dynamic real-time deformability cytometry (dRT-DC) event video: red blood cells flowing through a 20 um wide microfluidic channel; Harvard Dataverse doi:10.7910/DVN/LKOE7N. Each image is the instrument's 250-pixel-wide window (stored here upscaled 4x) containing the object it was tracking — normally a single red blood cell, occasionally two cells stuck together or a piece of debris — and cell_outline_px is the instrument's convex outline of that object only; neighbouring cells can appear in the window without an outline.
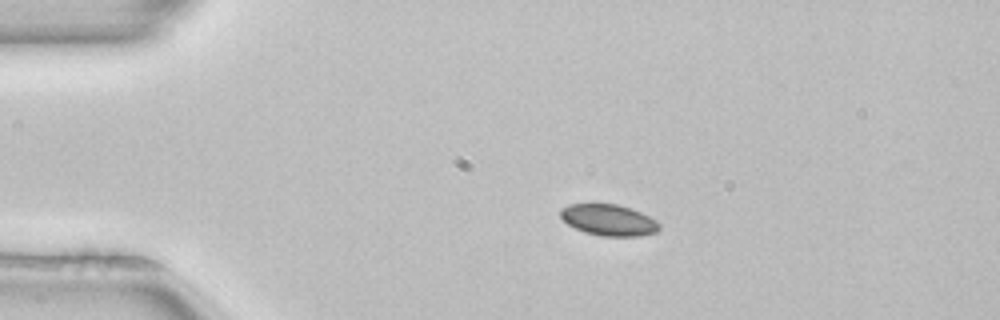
{"species": "common noctule bat (a hibernating species)", "species_latin": "Nyctalus noctula", "temperature_condition": "room temperature", "stored_images_in_passage": 42, "camera_frame_rate_fps": 3000, "um_per_image_px": 0.085, "animal": {"sex": "female", "body_mass_g": 22.7, "forearm_length_mm": 54.2}, "frame": {"image": 1, "passage_image": 1, "time_ms": 0.0, "image_size_px": [1000, 320], "cell_outline_px": [[660, 228], [656, 232], [640, 236], [600, 236], [584, 232], [568, 224], [560, 216], [560, 208], [568, 204], [616, 204], [640, 212], [656, 220], [660, 224]], "centroid_in_image_um": [51.73, 18.71], "position_along_channel_um": 33.3, "area_um2": 17.92}}
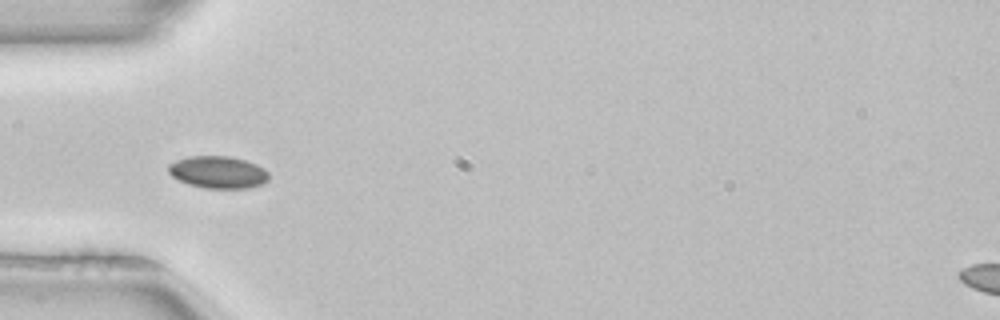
{"frame": {"image": 2, "passage_image": 7, "time_ms": 2.0, "image_size_px": [1000, 320], "cell_outline_px": [[268, 180], [264, 184], [248, 188], [204, 188], [188, 184], [172, 176], [168, 172], [168, 164], [176, 160], [188, 156], [232, 156], [256, 164], [264, 168], [268, 172]], "centroid_in_image_um": [18.54, 14.63], "position_along_channel_um": 66.5, "area_um2": 18.96}}
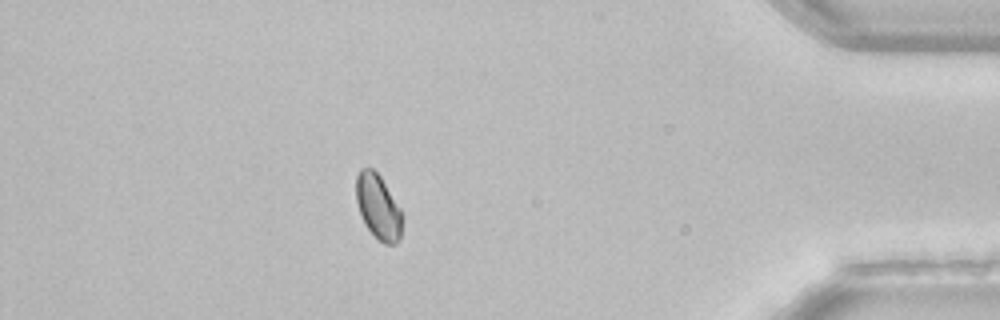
{"frame": {"image": 3, "passage_image": 36, "time_ms": 11.667, "image_size_px": [1000, 320], "cell_outline_px": [[404, 216], [400, 240], [396, 244], [384, 244], [376, 240], [364, 224], [356, 200], [356, 176], [360, 168], [372, 168], [380, 176], [400, 208]], "centroid_in_image_um": [32.16, 17.63], "position_along_channel_um": 403.0, "area_um2": 17.74}}